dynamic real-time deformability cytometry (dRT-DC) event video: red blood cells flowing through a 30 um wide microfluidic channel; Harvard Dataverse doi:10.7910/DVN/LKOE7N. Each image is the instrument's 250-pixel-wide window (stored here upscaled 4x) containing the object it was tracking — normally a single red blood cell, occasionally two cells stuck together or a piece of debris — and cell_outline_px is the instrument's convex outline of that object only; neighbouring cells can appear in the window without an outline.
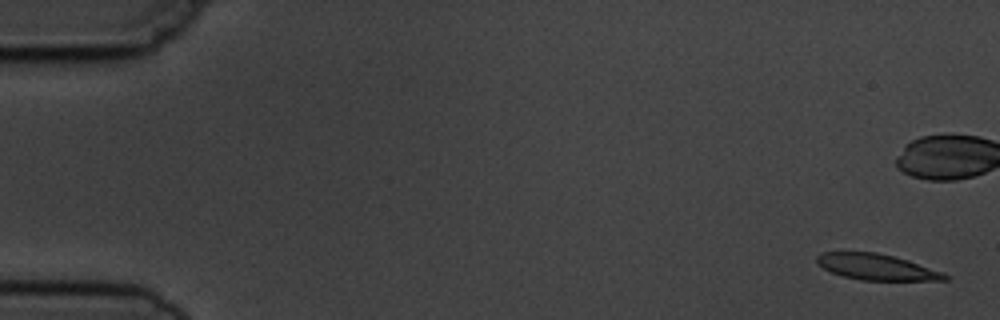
{"species": "common noctule bat (a hibernating species)", "species_latin": "Nyctalus noctula", "temperature_condition": "cold", "stored_images_in_passage": 7, "camera_frame_rate_fps": 3000, "um_per_image_px": 0.085, "animal": {"sex": "male", "body_mass_g": 19.5, "forearm_length_mm": 54.6}, "frame": {"image": 1, "passage_image": 1, "time_ms": 0.0, "image_size_px": [1000, 320], "cell_outline_px": [[948, 280], [860, 280], [844, 276], [832, 272], [824, 268], [816, 260], [816, 256], [820, 252], [876, 252], [908, 260], [944, 272], [948, 276]], "centroid_in_image_um": [74.52, 22.69], "position_along_channel_um": 10.5, "area_um2": 19.19}}